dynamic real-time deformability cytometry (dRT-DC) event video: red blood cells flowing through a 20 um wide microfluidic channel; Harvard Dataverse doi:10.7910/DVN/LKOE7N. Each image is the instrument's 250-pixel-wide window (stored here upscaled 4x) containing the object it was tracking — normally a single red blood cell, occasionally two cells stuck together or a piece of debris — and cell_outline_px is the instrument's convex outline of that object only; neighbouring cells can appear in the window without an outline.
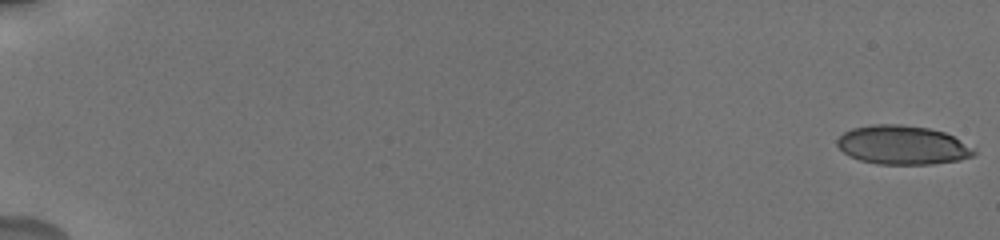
{"species": "human", "species_latin": "Homo sapiens", "temperature_condition": "cold", "stored_images_in_passage": 42, "camera_frame_rate_fps": 3000, "um_per_image_px": 0.085, "donor": {"sex": "male"}, "frame": {"image": 1, "passage_image": 1, "time_ms": 0.0, "image_size_px": [1000, 240], "cell_outline_px": [[976, 152], [972, 156], [960, 160], [932, 164], [876, 164], [860, 160], [848, 156], [836, 144], [836, 140], [844, 132], [852, 128], [872, 124], [900, 124], [928, 128], [944, 132], [952, 136]], "centroid_in_image_um": [76.65, 12.33], "position_along_channel_um": 8.4, "area_um2": 30.81}}
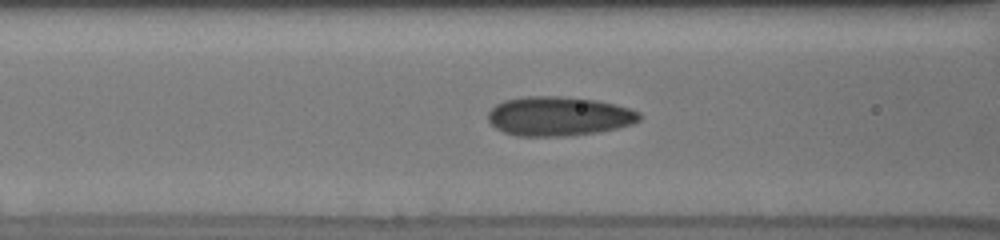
{"frame": {"image": 2, "passage_image": 21, "time_ms": 8.333, "image_size_px": [1000, 240], "cell_outline_px": [[640, 120], [632, 124], [616, 128], [596, 132], [568, 136], [516, 136], [504, 132], [496, 128], [488, 120], [488, 112], [496, 104], [504, 100], [524, 96], [560, 96], [596, 100], [616, 104], [632, 108], [640, 112]], "centroid_in_image_um": [47.5, 9.87], "position_along_channel_um": 119.1, "area_um2": 34.8}}
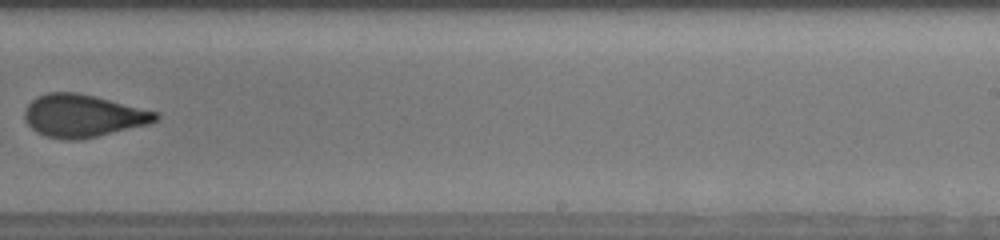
{"frame": {"image": 3, "passage_image": 30, "time_ms": 12.667, "image_size_px": [1000, 240], "cell_outline_px": [[160, 116], [156, 120], [148, 124], [80, 140], [64, 140], [48, 136], [36, 132], [24, 120], [24, 112], [28, 104], [36, 96], [48, 92], [76, 92], [96, 96], [160, 112]], "centroid_in_image_um": [7.05, 9.83], "position_along_channel_um": 281.9, "area_um2": 32.66}, "authors_computed_cell_mechanics": {"area_um2": 32.3102, "velocity_mm_per_s": 3.7659, "shape_relaxation_time_tau1_ms": 11.2624, "shape_relaxation_time_tau2_ms": 1.1949, "deformation_change_tau1": 0.2231, "deformation_change_tau2": 0.0694}}